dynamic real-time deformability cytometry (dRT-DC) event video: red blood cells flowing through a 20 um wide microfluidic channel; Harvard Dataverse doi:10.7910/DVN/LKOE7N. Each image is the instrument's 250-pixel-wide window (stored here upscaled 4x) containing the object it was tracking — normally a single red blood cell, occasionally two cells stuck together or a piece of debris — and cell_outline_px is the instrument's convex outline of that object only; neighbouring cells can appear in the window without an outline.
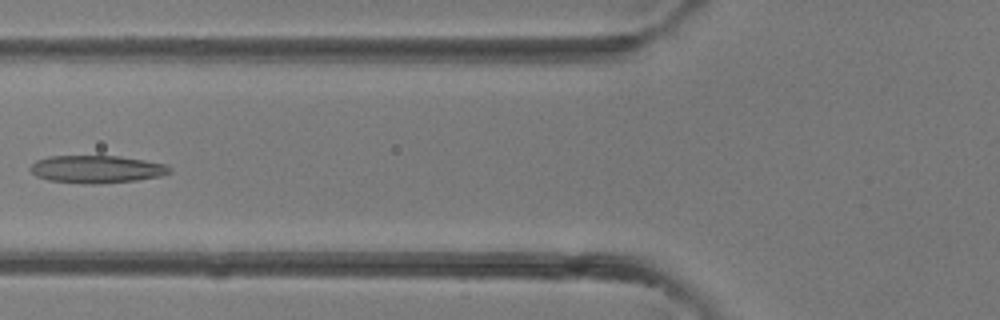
{"species": "common noctule bat (a hibernating species)", "species_latin": "Nyctalus noctula", "temperature_condition": "room temperature", "stored_images_in_passage": 39, "camera_frame_rate_fps": 3000, "um_per_image_px": 0.085, "animal": {"sex": "female"}, "frame": {"image": 1, "passage_image": 15, "time_ms": 4.667, "image_size_px": [1000, 320], "cell_outline_px": [[172, 172], [160, 176], [136, 180], [96, 184], [84, 184], [48, 180], [36, 176], [28, 168], [36, 160], [48, 156], [120, 156], [144, 160], [164, 164], [172, 168]], "centroid_in_image_um": [8.19, 14.38], "position_along_channel_um": 117.6, "area_um2": 22.48}}
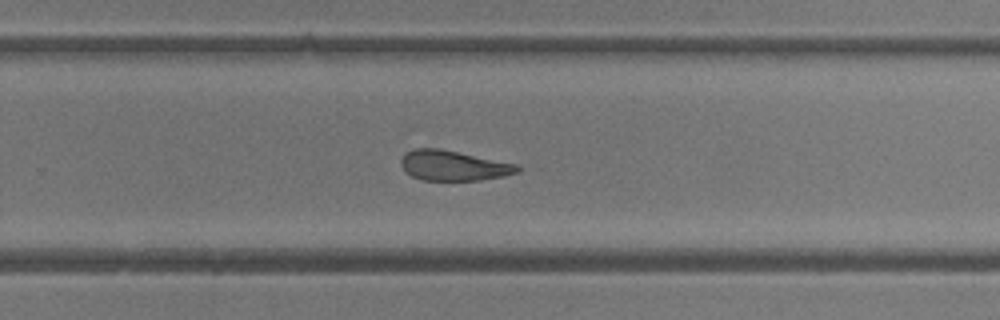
{"frame": {"image": 2, "passage_image": 25, "time_ms": 8.0, "image_size_px": [1000, 320], "cell_outline_px": [[520, 172], [504, 176], [480, 180], [420, 180], [412, 176], [400, 164], [400, 160], [404, 152], [416, 148], [440, 148], [516, 164], [520, 168]], "centroid_in_image_um": [38.52, 14.07], "position_along_channel_um": 291.3, "area_um2": 20.4}}
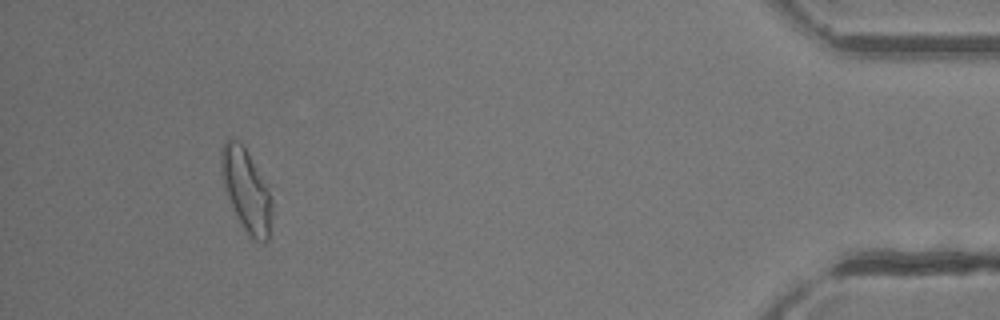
{"frame": {"image": 3, "passage_image": 36, "time_ms": 11.667, "image_size_px": [1000, 320], "cell_outline_px": [[272, 216], [268, 240], [264, 244], [248, 236], [240, 224], [232, 208], [224, 188], [220, 168], [220, 148], [224, 140], [232, 136], [240, 140], [244, 144], [268, 184], [272, 200]], "centroid_in_image_um": [20.93, 16.11], "position_along_channel_um": 414.3, "area_um2": 25.49}}